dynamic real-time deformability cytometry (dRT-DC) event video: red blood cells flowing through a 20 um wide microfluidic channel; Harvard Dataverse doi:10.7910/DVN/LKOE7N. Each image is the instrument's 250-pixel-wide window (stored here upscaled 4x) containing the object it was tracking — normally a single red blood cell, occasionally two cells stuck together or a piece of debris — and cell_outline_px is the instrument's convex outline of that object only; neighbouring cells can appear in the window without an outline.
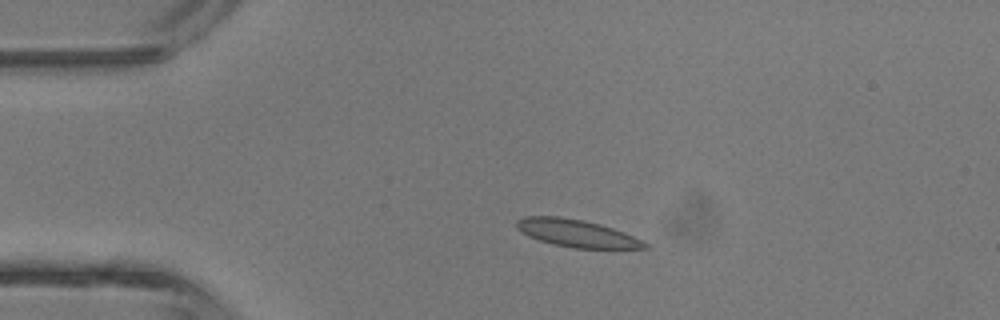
{"species": "common noctule bat (a hibernating species)", "species_latin": "Nyctalus noctula", "temperature_condition": "room temperature", "stored_images_in_passage": 3, "camera_frame_rate_fps": 3000, "um_per_image_px": 0.085, "animal": {"sex": "male", "body_mass_g": 13.3}, "frame": {"image": 1, "passage_image": 2, "time_ms": 2.0, "image_size_px": [1000, 320], "cell_outline_px": [[652, 248], [572, 248], [540, 240], [528, 236], [520, 232], [516, 228], [516, 220], [524, 216], [560, 216], [584, 220], [600, 224], [624, 232], [652, 244]], "centroid_in_image_um": [49.04, 19.82], "position_along_channel_um": 36.0, "area_um2": 20.63}}